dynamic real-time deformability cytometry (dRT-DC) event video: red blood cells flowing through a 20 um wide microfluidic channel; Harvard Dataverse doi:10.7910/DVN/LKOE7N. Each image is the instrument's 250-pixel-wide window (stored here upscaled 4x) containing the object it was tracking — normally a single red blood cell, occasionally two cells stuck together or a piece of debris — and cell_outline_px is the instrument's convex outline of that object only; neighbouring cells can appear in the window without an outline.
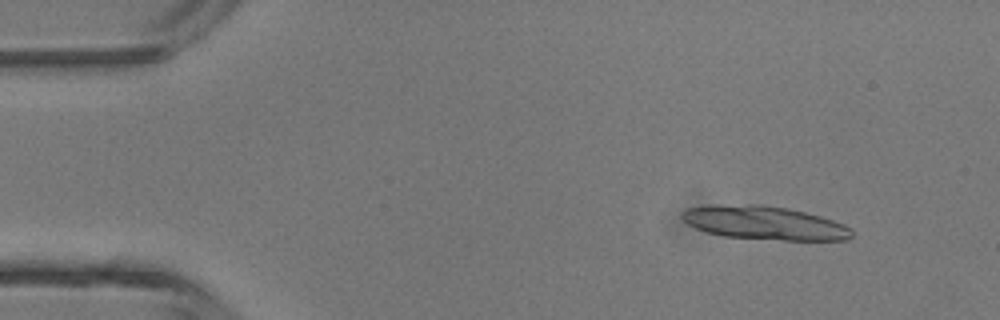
{"species": "common noctule bat (a hibernating species)", "species_latin": "Nyctalus noctula", "temperature_condition": "room temperature", "stored_images_in_passage": 5, "camera_frame_rate_fps": 3000, "um_per_image_px": 0.085, "animal": {"sex": "male", "body_mass_g": 13.3}, "frame": {"image": 1, "passage_image": 2, "time_ms": 0.333, "image_size_px": [1000, 320], "cell_outline_px": [[852, 236], [848, 240], [784, 240], [724, 236], [708, 232], [696, 228], [688, 224], [680, 216], [680, 212], [688, 208], [708, 204], [760, 204], [788, 208], [820, 216], [844, 224], [852, 228]], "centroid_in_image_um": [64.95, 18.93], "position_along_channel_um": 20.0, "area_um2": 33.35}}
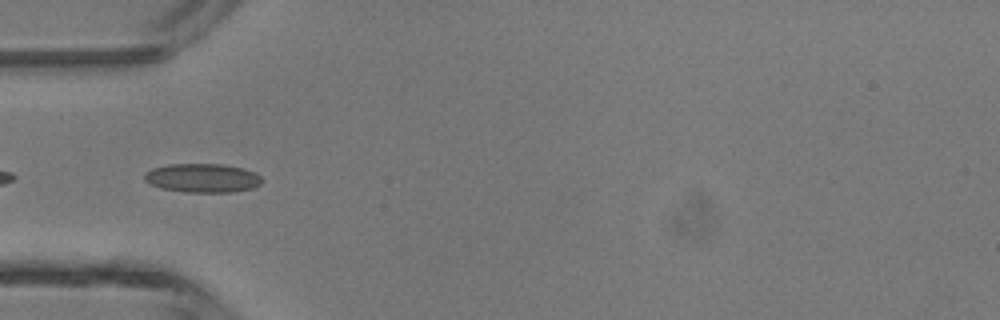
{"frame": {"image": 2, "passage_image": 5, "time_ms": 1.333, "image_size_px": [1000, 320], "cell_outline_px": [[264, 180], [260, 184], [252, 188], [232, 192], [184, 192], [160, 188], [148, 184], [144, 180], [144, 172], [152, 168], [168, 164], [224, 164], [244, 168], [256, 172]], "centroid_in_image_um": [17.2, 15.12], "position_along_channel_um": 67.8, "area_um2": 20.11}}